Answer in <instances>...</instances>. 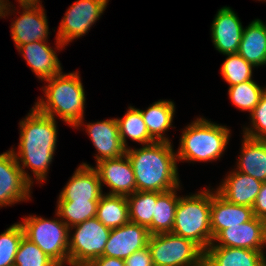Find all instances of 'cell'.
I'll return each mask as SVG.
<instances>
[{
	"label": "cell",
	"instance_id": "1",
	"mask_svg": "<svg viewBox=\"0 0 266 266\" xmlns=\"http://www.w3.org/2000/svg\"><path fill=\"white\" fill-rule=\"evenodd\" d=\"M28 114L20 121L19 154L12 151L25 179L32 184L23 167L31 168L38 181L45 180L56 149L57 126L54 118L41 113L35 107ZM19 161L22 162V166Z\"/></svg>",
	"mask_w": 266,
	"mask_h": 266
},
{
	"label": "cell",
	"instance_id": "40",
	"mask_svg": "<svg viewBox=\"0 0 266 266\" xmlns=\"http://www.w3.org/2000/svg\"><path fill=\"white\" fill-rule=\"evenodd\" d=\"M259 21L262 23V25L264 26L265 31H266V24H264L261 20H259Z\"/></svg>",
	"mask_w": 266,
	"mask_h": 266
},
{
	"label": "cell",
	"instance_id": "29",
	"mask_svg": "<svg viewBox=\"0 0 266 266\" xmlns=\"http://www.w3.org/2000/svg\"><path fill=\"white\" fill-rule=\"evenodd\" d=\"M97 205L98 201H58L56 214L70 229L96 217Z\"/></svg>",
	"mask_w": 266,
	"mask_h": 266
},
{
	"label": "cell",
	"instance_id": "33",
	"mask_svg": "<svg viewBox=\"0 0 266 266\" xmlns=\"http://www.w3.org/2000/svg\"><path fill=\"white\" fill-rule=\"evenodd\" d=\"M24 236L20 223L13 224L0 234V266H14L15 256Z\"/></svg>",
	"mask_w": 266,
	"mask_h": 266
},
{
	"label": "cell",
	"instance_id": "34",
	"mask_svg": "<svg viewBox=\"0 0 266 266\" xmlns=\"http://www.w3.org/2000/svg\"><path fill=\"white\" fill-rule=\"evenodd\" d=\"M250 114L253 128H245L244 135L253 139H266V90Z\"/></svg>",
	"mask_w": 266,
	"mask_h": 266
},
{
	"label": "cell",
	"instance_id": "35",
	"mask_svg": "<svg viewBox=\"0 0 266 266\" xmlns=\"http://www.w3.org/2000/svg\"><path fill=\"white\" fill-rule=\"evenodd\" d=\"M124 261L126 266H154L148 246L132 253Z\"/></svg>",
	"mask_w": 266,
	"mask_h": 266
},
{
	"label": "cell",
	"instance_id": "8",
	"mask_svg": "<svg viewBox=\"0 0 266 266\" xmlns=\"http://www.w3.org/2000/svg\"><path fill=\"white\" fill-rule=\"evenodd\" d=\"M76 232L69 240V264L89 266L95 259L103 256L111 229L104 226L96 217L71 227Z\"/></svg>",
	"mask_w": 266,
	"mask_h": 266
},
{
	"label": "cell",
	"instance_id": "15",
	"mask_svg": "<svg viewBox=\"0 0 266 266\" xmlns=\"http://www.w3.org/2000/svg\"><path fill=\"white\" fill-rule=\"evenodd\" d=\"M22 15L11 24V36L17 49L24 44L46 41L49 30L45 11L39 7H22Z\"/></svg>",
	"mask_w": 266,
	"mask_h": 266
},
{
	"label": "cell",
	"instance_id": "19",
	"mask_svg": "<svg viewBox=\"0 0 266 266\" xmlns=\"http://www.w3.org/2000/svg\"><path fill=\"white\" fill-rule=\"evenodd\" d=\"M263 182L238 170L231 172L217 192L236 205L252 207Z\"/></svg>",
	"mask_w": 266,
	"mask_h": 266
},
{
	"label": "cell",
	"instance_id": "18",
	"mask_svg": "<svg viewBox=\"0 0 266 266\" xmlns=\"http://www.w3.org/2000/svg\"><path fill=\"white\" fill-rule=\"evenodd\" d=\"M254 217L252 207L236 205L224 199L217 191L212 192L210 226L213 239L230 226L248 222Z\"/></svg>",
	"mask_w": 266,
	"mask_h": 266
},
{
	"label": "cell",
	"instance_id": "10",
	"mask_svg": "<svg viewBox=\"0 0 266 266\" xmlns=\"http://www.w3.org/2000/svg\"><path fill=\"white\" fill-rule=\"evenodd\" d=\"M215 241L219 243L214 244ZM266 244V221L254 216L248 222L222 230L209 247H237L263 251Z\"/></svg>",
	"mask_w": 266,
	"mask_h": 266
},
{
	"label": "cell",
	"instance_id": "28",
	"mask_svg": "<svg viewBox=\"0 0 266 266\" xmlns=\"http://www.w3.org/2000/svg\"><path fill=\"white\" fill-rule=\"evenodd\" d=\"M119 127V135L123 146L127 149L126 136L133 141L148 145L156 142L149 134L145 122L143 121L140 109L129 107L125 116L116 119Z\"/></svg>",
	"mask_w": 266,
	"mask_h": 266
},
{
	"label": "cell",
	"instance_id": "32",
	"mask_svg": "<svg viewBox=\"0 0 266 266\" xmlns=\"http://www.w3.org/2000/svg\"><path fill=\"white\" fill-rule=\"evenodd\" d=\"M14 266H58L34 242L25 236L20 241Z\"/></svg>",
	"mask_w": 266,
	"mask_h": 266
},
{
	"label": "cell",
	"instance_id": "12",
	"mask_svg": "<svg viewBox=\"0 0 266 266\" xmlns=\"http://www.w3.org/2000/svg\"><path fill=\"white\" fill-rule=\"evenodd\" d=\"M150 233L148 229L134 222L111 229L105 245L103 256L125 260L132 253L148 246Z\"/></svg>",
	"mask_w": 266,
	"mask_h": 266
},
{
	"label": "cell",
	"instance_id": "39",
	"mask_svg": "<svg viewBox=\"0 0 266 266\" xmlns=\"http://www.w3.org/2000/svg\"><path fill=\"white\" fill-rule=\"evenodd\" d=\"M5 2L6 1H4V0H0V17H2V16L4 17V16H6L5 14H9L8 11H10V9H8V7L10 5H9V3H7V2L5 3Z\"/></svg>",
	"mask_w": 266,
	"mask_h": 266
},
{
	"label": "cell",
	"instance_id": "6",
	"mask_svg": "<svg viewBox=\"0 0 266 266\" xmlns=\"http://www.w3.org/2000/svg\"><path fill=\"white\" fill-rule=\"evenodd\" d=\"M22 225L24 236L34 242L58 266L69 264V227L62 220L29 216Z\"/></svg>",
	"mask_w": 266,
	"mask_h": 266
},
{
	"label": "cell",
	"instance_id": "13",
	"mask_svg": "<svg viewBox=\"0 0 266 266\" xmlns=\"http://www.w3.org/2000/svg\"><path fill=\"white\" fill-rule=\"evenodd\" d=\"M102 182L110 187L109 195L128 196L136 191L132 164L125 153L121 157L104 159L95 167Z\"/></svg>",
	"mask_w": 266,
	"mask_h": 266
},
{
	"label": "cell",
	"instance_id": "7",
	"mask_svg": "<svg viewBox=\"0 0 266 266\" xmlns=\"http://www.w3.org/2000/svg\"><path fill=\"white\" fill-rule=\"evenodd\" d=\"M148 248L154 266H201L204 251L193 241L169 233L150 235Z\"/></svg>",
	"mask_w": 266,
	"mask_h": 266
},
{
	"label": "cell",
	"instance_id": "2",
	"mask_svg": "<svg viewBox=\"0 0 266 266\" xmlns=\"http://www.w3.org/2000/svg\"><path fill=\"white\" fill-rule=\"evenodd\" d=\"M126 154L133 167L136 191L166 192L180 186L177 154L170 142L127 148Z\"/></svg>",
	"mask_w": 266,
	"mask_h": 266
},
{
	"label": "cell",
	"instance_id": "11",
	"mask_svg": "<svg viewBox=\"0 0 266 266\" xmlns=\"http://www.w3.org/2000/svg\"><path fill=\"white\" fill-rule=\"evenodd\" d=\"M30 187L12 149L0 154V207L28 200Z\"/></svg>",
	"mask_w": 266,
	"mask_h": 266
},
{
	"label": "cell",
	"instance_id": "30",
	"mask_svg": "<svg viewBox=\"0 0 266 266\" xmlns=\"http://www.w3.org/2000/svg\"><path fill=\"white\" fill-rule=\"evenodd\" d=\"M266 89L259 87L254 80L229 86L228 94L232 103L242 111L250 113L258 105L263 92Z\"/></svg>",
	"mask_w": 266,
	"mask_h": 266
},
{
	"label": "cell",
	"instance_id": "36",
	"mask_svg": "<svg viewBox=\"0 0 266 266\" xmlns=\"http://www.w3.org/2000/svg\"><path fill=\"white\" fill-rule=\"evenodd\" d=\"M252 209L254 216L266 221V182H263Z\"/></svg>",
	"mask_w": 266,
	"mask_h": 266
},
{
	"label": "cell",
	"instance_id": "16",
	"mask_svg": "<svg viewBox=\"0 0 266 266\" xmlns=\"http://www.w3.org/2000/svg\"><path fill=\"white\" fill-rule=\"evenodd\" d=\"M101 188L97 170L83 163L61 191L58 201H99L103 195Z\"/></svg>",
	"mask_w": 266,
	"mask_h": 266
},
{
	"label": "cell",
	"instance_id": "31",
	"mask_svg": "<svg viewBox=\"0 0 266 266\" xmlns=\"http://www.w3.org/2000/svg\"><path fill=\"white\" fill-rule=\"evenodd\" d=\"M228 57L221 67V74L230 86L252 80V64L238 53L226 54Z\"/></svg>",
	"mask_w": 266,
	"mask_h": 266
},
{
	"label": "cell",
	"instance_id": "9",
	"mask_svg": "<svg viewBox=\"0 0 266 266\" xmlns=\"http://www.w3.org/2000/svg\"><path fill=\"white\" fill-rule=\"evenodd\" d=\"M108 0H78L66 11L56 36L57 48L66 46L75 38L84 36L99 19Z\"/></svg>",
	"mask_w": 266,
	"mask_h": 266
},
{
	"label": "cell",
	"instance_id": "21",
	"mask_svg": "<svg viewBox=\"0 0 266 266\" xmlns=\"http://www.w3.org/2000/svg\"><path fill=\"white\" fill-rule=\"evenodd\" d=\"M206 266H266L263 251L237 247H208L204 251Z\"/></svg>",
	"mask_w": 266,
	"mask_h": 266
},
{
	"label": "cell",
	"instance_id": "4",
	"mask_svg": "<svg viewBox=\"0 0 266 266\" xmlns=\"http://www.w3.org/2000/svg\"><path fill=\"white\" fill-rule=\"evenodd\" d=\"M211 203L210 189L179 197L172 233L193 241L205 251L212 243Z\"/></svg>",
	"mask_w": 266,
	"mask_h": 266
},
{
	"label": "cell",
	"instance_id": "22",
	"mask_svg": "<svg viewBox=\"0 0 266 266\" xmlns=\"http://www.w3.org/2000/svg\"><path fill=\"white\" fill-rule=\"evenodd\" d=\"M243 139L237 169L261 182H266V139H253L245 135Z\"/></svg>",
	"mask_w": 266,
	"mask_h": 266
},
{
	"label": "cell",
	"instance_id": "38",
	"mask_svg": "<svg viewBox=\"0 0 266 266\" xmlns=\"http://www.w3.org/2000/svg\"><path fill=\"white\" fill-rule=\"evenodd\" d=\"M18 2L20 3V5L22 7L24 6H29V7H39V2L40 0H18Z\"/></svg>",
	"mask_w": 266,
	"mask_h": 266
},
{
	"label": "cell",
	"instance_id": "25",
	"mask_svg": "<svg viewBox=\"0 0 266 266\" xmlns=\"http://www.w3.org/2000/svg\"><path fill=\"white\" fill-rule=\"evenodd\" d=\"M96 218L110 229L123 226L129 219L126 196L104 194L98 201Z\"/></svg>",
	"mask_w": 266,
	"mask_h": 266
},
{
	"label": "cell",
	"instance_id": "23",
	"mask_svg": "<svg viewBox=\"0 0 266 266\" xmlns=\"http://www.w3.org/2000/svg\"><path fill=\"white\" fill-rule=\"evenodd\" d=\"M237 53L253 66L266 64V31L259 19L243 29Z\"/></svg>",
	"mask_w": 266,
	"mask_h": 266
},
{
	"label": "cell",
	"instance_id": "26",
	"mask_svg": "<svg viewBox=\"0 0 266 266\" xmlns=\"http://www.w3.org/2000/svg\"><path fill=\"white\" fill-rule=\"evenodd\" d=\"M179 187L166 192H157V202L152 217V235L172 232L179 201L175 190Z\"/></svg>",
	"mask_w": 266,
	"mask_h": 266
},
{
	"label": "cell",
	"instance_id": "14",
	"mask_svg": "<svg viewBox=\"0 0 266 266\" xmlns=\"http://www.w3.org/2000/svg\"><path fill=\"white\" fill-rule=\"evenodd\" d=\"M242 23L230 7H222L211 26L212 41L222 54L237 53L241 42Z\"/></svg>",
	"mask_w": 266,
	"mask_h": 266
},
{
	"label": "cell",
	"instance_id": "20",
	"mask_svg": "<svg viewBox=\"0 0 266 266\" xmlns=\"http://www.w3.org/2000/svg\"><path fill=\"white\" fill-rule=\"evenodd\" d=\"M46 43L47 41H36L18 48L19 52L22 51L32 72L34 71L41 80L52 78L62 72L56 52Z\"/></svg>",
	"mask_w": 266,
	"mask_h": 266
},
{
	"label": "cell",
	"instance_id": "3",
	"mask_svg": "<svg viewBox=\"0 0 266 266\" xmlns=\"http://www.w3.org/2000/svg\"><path fill=\"white\" fill-rule=\"evenodd\" d=\"M62 73L45 80L49 82L44 88L47 100L41 98L34 107L54 119L57 114L67 124L78 127L83 121L84 88L77 72Z\"/></svg>",
	"mask_w": 266,
	"mask_h": 266
},
{
	"label": "cell",
	"instance_id": "24",
	"mask_svg": "<svg viewBox=\"0 0 266 266\" xmlns=\"http://www.w3.org/2000/svg\"><path fill=\"white\" fill-rule=\"evenodd\" d=\"M150 136L156 142H170L162 134L170 128L175 111L172 101H157L147 110H140Z\"/></svg>",
	"mask_w": 266,
	"mask_h": 266
},
{
	"label": "cell",
	"instance_id": "17",
	"mask_svg": "<svg viewBox=\"0 0 266 266\" xmlns=\"http://www.w3.org/2000/svg\"><path fill=\"white\" fill-rule=\"evenodd\" d=\"M86 131L99 154L95 156L96 163L104 159L118 158L126 153L115 118L87 124Z\"/></svg>",
	"mask_w": 266,
	"mask_h": 266
},
{
	"label": "cell",
	"instance_id": "37",
	"mask_svg": "<svg viewBox=\"0 0 266 266\" xmlns=\"http://www.w3.org/2000/svg\"><path fill=\"white\" fill-rule=\"evenodd\" d=\"M89 266H126L125 261L120 258L100 256Z\"/></svg>",
	"mask_w": 266,
	"mask_h": 266
},
{
	"label": "cell",
	"instance_id": "5",
	"mask_svg": "<svg viewBox=\"0 0 266 266\" xmlns=\"http://www.w3.org/2000/svg\"><path fill=\"white\" fill-rule=\"evenodd\" d=\"M178 160L211 161L223 154L230 130L206 119L197 118L182 131Z\"/></svg>",
	"mask_w": 266,
	"mask_h": 266
},
{
	"label": "cell",
	"instance_id": "27",
	"mask_svg": "<svg viewBox=\"0 0 266 266\" xmlns=\"http://www.w3.org/2000/svg\"><path fill=\"white\" fill-rule=\"evenodd\" d=\"M126 198L130 221L146 227L152 235V217L157 202V192L135 191Z\"/></svg>",
	"mask_w": 266,
	"mask_h": 266
}]
</instances>
